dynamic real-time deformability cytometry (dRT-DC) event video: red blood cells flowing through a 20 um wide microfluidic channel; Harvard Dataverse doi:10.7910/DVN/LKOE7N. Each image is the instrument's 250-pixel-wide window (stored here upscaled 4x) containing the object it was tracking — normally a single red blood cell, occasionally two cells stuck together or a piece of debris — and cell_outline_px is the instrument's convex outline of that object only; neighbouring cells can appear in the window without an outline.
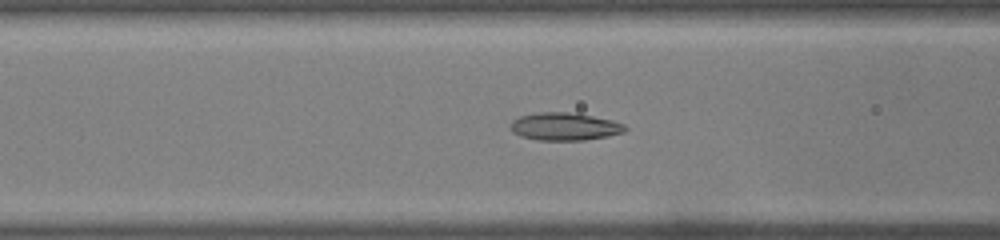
{"species": "common noctule bat (a hibernating species)", "species_latin": "Nyctalus noctula", "temperature_condition": "warm", "stored_images_in_passage": 49, "camera_frame_rate_fps": 3000, "um_per_image_px": 0.085, "animal": {"sex": "male", "body_mass_g": 19.0, "forearm_length_mm": 50.8}, "frame": {"image": 1, "passage_image": 20, "time_ms": 6.333, "image_size_px": [1000, 240], "cell_outline_px": [[628, 128], [624, 132], [608, 136], [584, 140], [536, 140], [520, 136], [512, 132], [512, 120], [520, 116], [540, 112], [576, 112], [612, 120], [624, 124]], "centroid_in_image_um": [48.02, 10.75], "position_along_channel_um": 118.6, "area_um2": 18.61}}
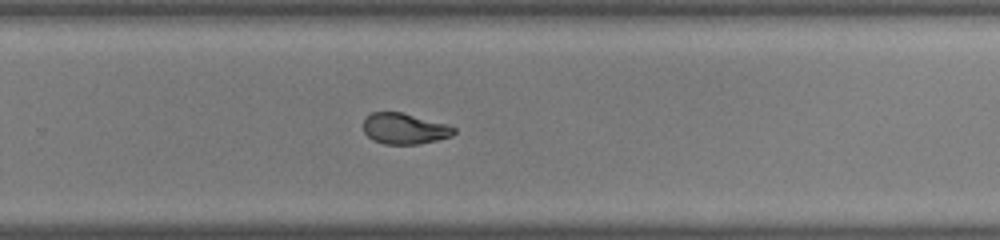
{"frame": {"image": 2, "passage_image": 33, "time_ms": 10.667, "image_size_px": [1000, 240], "cell_outline_px": [[456, 132], [452, 136], [420, 144], [384, 144], [372, 140], [364, 132], [364, 120], [372, 112], [400, 112], [444, 124], [456, 128]], "centroid_in_image_um": [34.36, 10.95], "position_along_channel_um": 295.4, "area_um2": 16.07}}
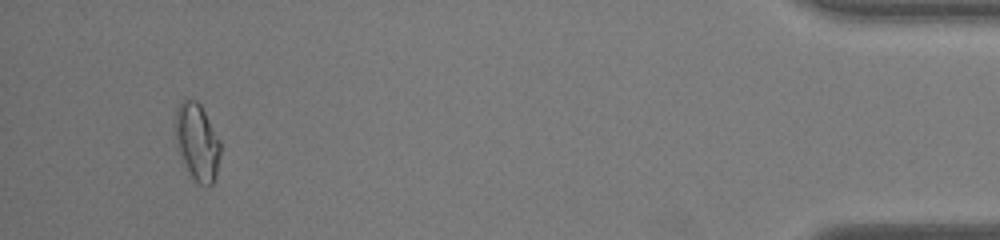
{"frame": {"image": 3, "passage_image": 47, "time_ms": 15.333, "image_size_px": [1000, 240], "cell_outline_px": [[220, 156], [216, 172], [212, 184], [200, 184], [188, 172], [180, 152], [176, 140], [176, 108], [180, 100], [196, 100], [200, 104], [220, 140]], "centroid_in_image_um": [16.76, 12.02], "position_along_channel_um": 418.4, "area_um2": 19.71}, "authors_computed_cell_mechanics": {"area_um2": 18.6116, "velocity_mm_per_s": 4.0943, "shape_relaxation_time_tau1_ms": null, "shape_relaxation_time_tau2_ms": 1.2194, "deformation_change_tau1": null, "deformation_change_tau2": 0.0652}}